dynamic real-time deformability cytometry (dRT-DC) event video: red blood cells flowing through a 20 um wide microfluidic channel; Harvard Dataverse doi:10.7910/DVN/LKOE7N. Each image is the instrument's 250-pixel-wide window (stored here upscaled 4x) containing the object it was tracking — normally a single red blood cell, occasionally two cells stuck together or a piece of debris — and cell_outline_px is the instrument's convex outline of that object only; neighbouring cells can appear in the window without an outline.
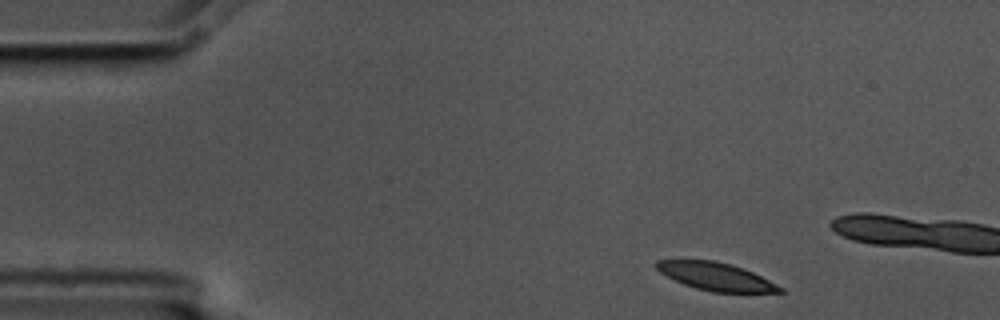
{"species": "common noctule bat (a hibernating species)", "species_latin": "Nyctalus noctula", "temperature_condition": "cold", "stored_images_in_passage": 3, "camera_frame_rate_fps": 3000, "um_per_image_px": 0.085, "animal": {"sex": "male", "body_mass_g": 17.5, "forearm_length_mm": 52.3}, "frame": {"image": 1, "passage_image": 1, "time_ms": 0.0, "image_size_px": [1000, 320], "cell_outline_px": [[784, 292], [712, 292], [696, 288], [684, 284], [660, 272], [656, 268], [656, 260], [712, 260], [744, 268], [784, 288]], "centroid_in_image_um": [60.85, 23.5], "position_along_channel_um": 24.1, "area_um2": 19.65}}